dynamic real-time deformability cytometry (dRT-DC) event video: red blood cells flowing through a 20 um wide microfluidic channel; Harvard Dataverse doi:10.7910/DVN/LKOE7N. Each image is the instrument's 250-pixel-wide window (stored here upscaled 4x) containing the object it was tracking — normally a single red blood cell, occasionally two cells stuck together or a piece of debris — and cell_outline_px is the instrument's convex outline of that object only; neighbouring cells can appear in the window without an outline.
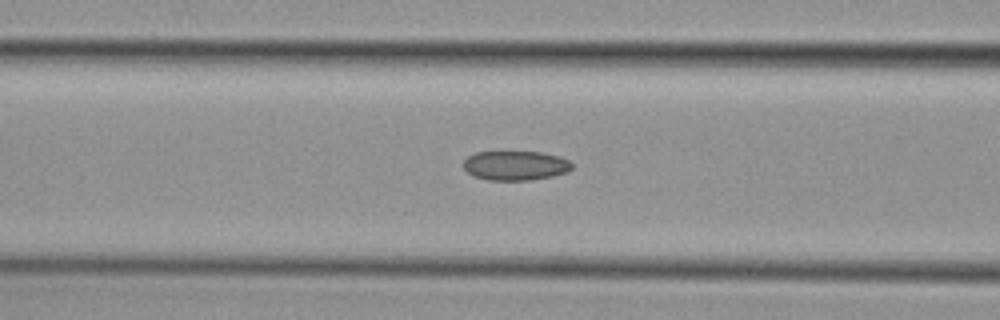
{"species": "common noctule bat (a hibernating species)", "species_latin": "Nyctalus noctula", "temperature_condition": "cold", "stored_images_in_passage": 28, "camera_frame_rate_fps": 3000, "um_per_image_px": 0.085, "animal": {"sex": "female", "body_mass_g": 29.2, "forearm_length_mm": 56.3}, "frame": {"image": 1, "passage_image": 16, "time_ms": 5.0, "image_size_px": [1000, 320], "cell_outline_px": [[572, 168], [564, 172], [552, 176], [528, 180], [488, 180], [472, 176], [464, 168], [464, 160], [468, 156], [476, 152], [540, 152], [560, 156], [568, 160], [572, 164]], "centroid_in_image_um": [43.79, 14.07], "position_along_channel_um": 122.8, "area_um2": 18.5}}
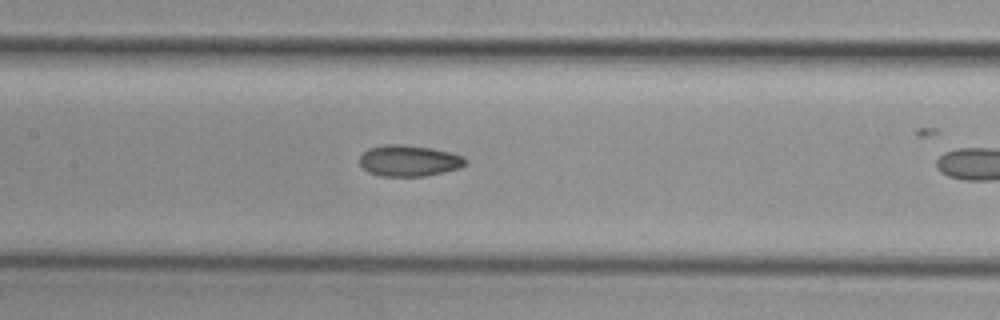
{"frame": {"image": 2, "passage_image": 20, "time_ms": 6.333, "image_size_px": [1000, 320], "cell_outline_px": [[468, 160], [460, 168], [444, 172], [424, 176], [380, 176], [368, 172], [360, 164], [360, 156], [368, 148], [384, 144], [400, 144], [432, 148], [452, 152], [464, 156]], "centroid_in_image_um": [34.78, 13.65], "position_along_channel_um": 172.6, "area_um2": 19.36}}